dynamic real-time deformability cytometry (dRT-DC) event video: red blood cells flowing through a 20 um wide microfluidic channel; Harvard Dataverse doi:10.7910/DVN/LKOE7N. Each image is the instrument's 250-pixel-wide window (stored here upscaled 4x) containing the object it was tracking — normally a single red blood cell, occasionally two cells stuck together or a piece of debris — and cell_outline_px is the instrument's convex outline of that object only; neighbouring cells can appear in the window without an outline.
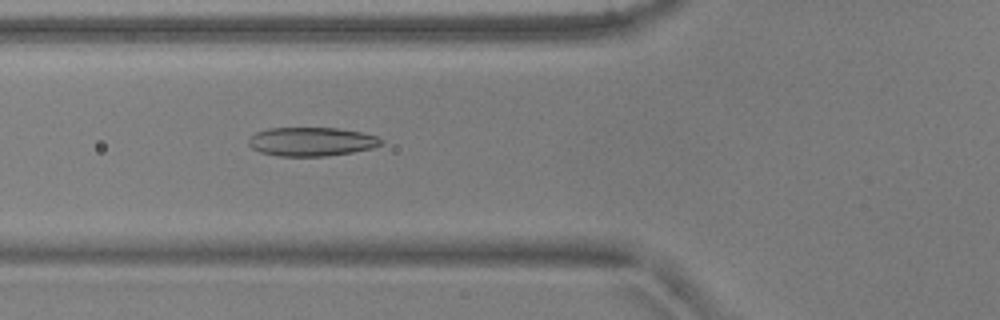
{"species": "common noctule bat (a hibernating species)", "species_latin": "Nyctalus noctula", "temperature_condition": "warm", "stored_images_in_passage": 6, "camera_frame_rate_fps": 3000, "um_per_image_px": 0.085, "animal": {"sex": "male", "body_mass_g": 17.9, "forearm_length_mm": 54.2}, "frame": {"image": 1, "passage_image": 6, "time_ms": 1.667, "image_size_px": [1000, 320], "cell_outline_px": [[384, 144], [372, 148], [352, 152], [324, 156], [280, 156], [260, 152], [252, 148], [248, 144], [248, 140], [256, 132], [268, 128], [336, 128], [360, 132], [376, 136], [384, 140]], "centroid_in_image_um": [26.48, 12.04], "position_along_channel_um": 99.3, "area_um2": 22.2}}